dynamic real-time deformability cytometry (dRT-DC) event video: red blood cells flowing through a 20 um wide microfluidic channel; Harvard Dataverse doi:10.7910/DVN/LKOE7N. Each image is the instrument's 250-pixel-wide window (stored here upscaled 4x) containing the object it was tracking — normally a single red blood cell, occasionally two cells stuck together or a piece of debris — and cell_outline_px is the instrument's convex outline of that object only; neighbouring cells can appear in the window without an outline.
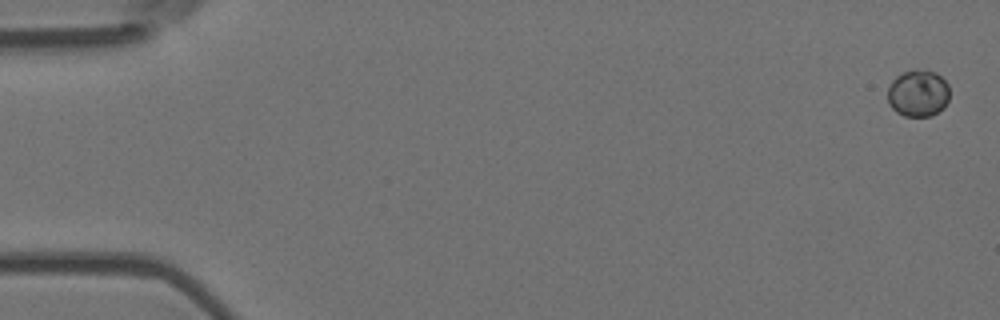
{"species": "Egyptian fruit bat (a non-hibernating species)", "species_latin": "Rousettus aegyptiacus", "temperature_condition": "room temperature", "stored_images_in_passage": 8, "camera_frame_rate_fps": 3000, "um_per_image_px": 0.085, "animal": {"sex": "female"}, "frame": {"image": 1, "passage_image": 1, "time_ms": 0.0, "image_size_px": [1000, 320], "cell_outline_px": [[948, 100], [944, 108], [932, 116], [904, 116], [896, 112], [888, 104], [888, 88], [892, 80], [896, 76], [904, 72], [916, 68], [936, 72], [948, 84]], "centroid_in_image_um": [78.03, 7.93], "position_along_channel_um": 7.0, "area_um2": 17.11}}
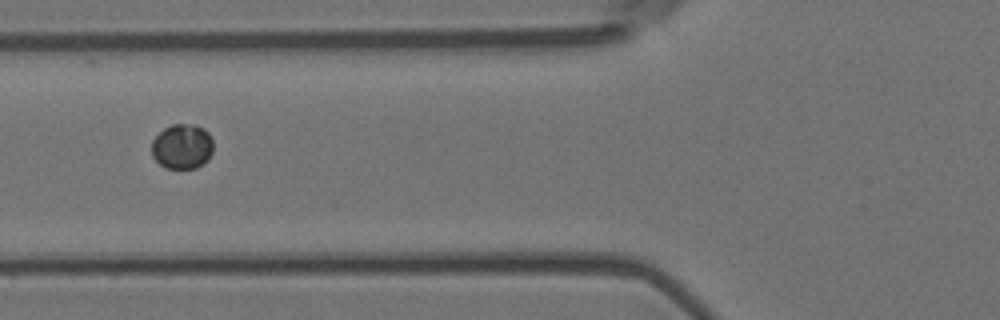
{"frame": {"image": 2, "passage_image": 6, "time_ms": 1.667, "image_size_px": [1000, 320], "cell_outline_px": [[212, 152], [208, 160], [204, 164], [196, 168], [164, 168], [152, 156], [152, 140], [164, 128], [172, 124], [192, 124], [204, 128], [208, 132], [212, 140]], "centroid_in_image_um": [15.49, 12.45], "position_along_channel_um": 110.3, "area_um2": 16.24}}
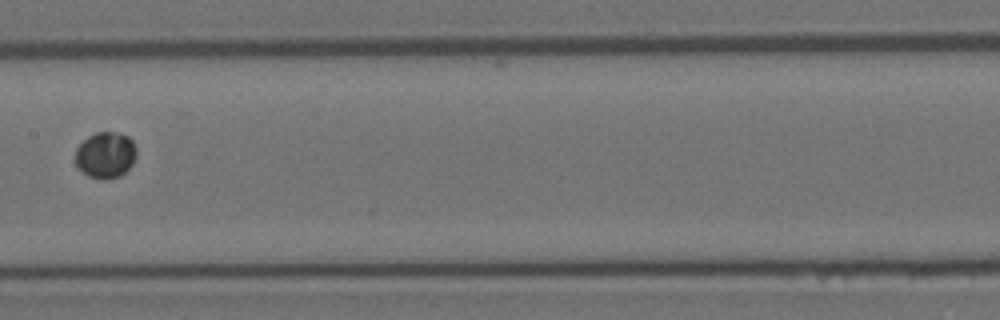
{"frame": {"image": 3, "passage_image": 8, "time_ms": 2.333, "image_size_px": [1000, 320], "cell_outline_px": [[136, 156], [132, 164], [120, 176], [104, 180], [88, 176], [76, 164], [76, 148], [88, 136], [96, 132], [120, 132], [128, 136], [132, 140], [136, 148]], "centroid_in_image_um": [8.99, 13.16], "position_along_channel_um": 198.4, "area_um2": 16.42}}